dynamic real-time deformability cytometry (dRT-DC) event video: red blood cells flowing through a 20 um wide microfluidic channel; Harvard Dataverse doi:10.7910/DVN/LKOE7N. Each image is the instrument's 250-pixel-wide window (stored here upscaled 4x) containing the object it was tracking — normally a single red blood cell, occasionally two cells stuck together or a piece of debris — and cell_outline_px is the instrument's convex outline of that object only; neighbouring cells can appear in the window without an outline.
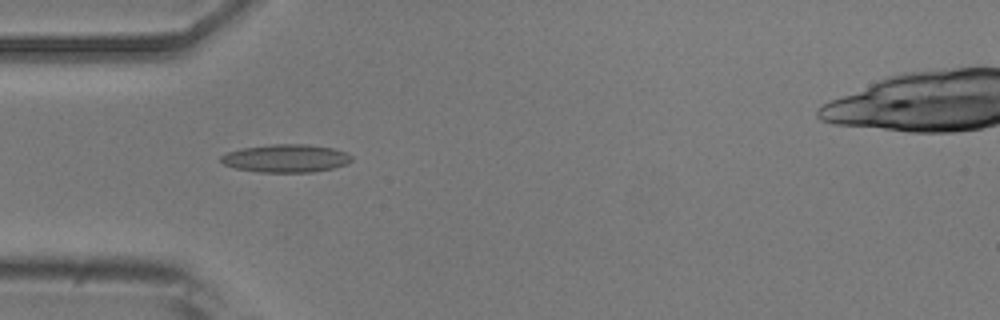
{"species": "common noctule bat (a hibernating species)", "species_latin": "Nyctalus noctula", "temperature_condition": "room temperature", "stored_images_in_passage": 2, "camera_frame_rate_fps": 3000, "um_per_image_px": 0.085, "animal": {"sex": "male", "body_mass_g": 20.5, "forearm_length_mm": 52.5}, "frame": {"image": 1, "passage_image": 1, "time_ms": 0.0, "image_size_px": [1000, 320], "cell_outline_px": [[352, 160], [348, 164], [332, 168], [312, 172], [260, 172], [236, 168], [224, 164], [220, 160], [220, 156], [228, 152], [240, 148], [272, 144], [304, 144], [332, 148], [344, 152], [352, 156]], "centroid_in_image_um": [24.29, 13.45], "position_along_channel_um": 60.7, "area_um2": 21.21}}
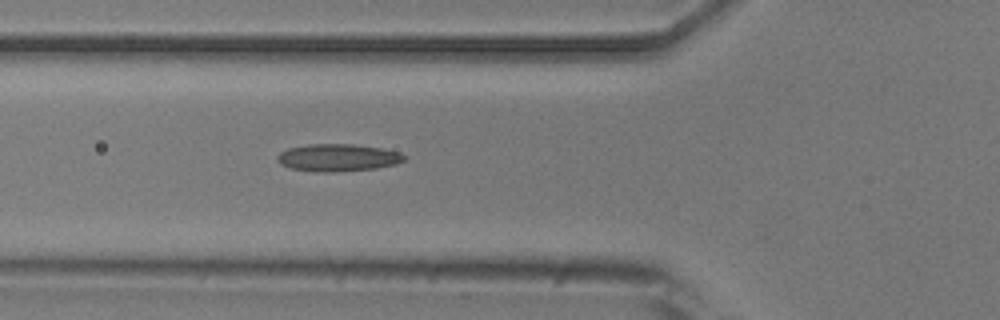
{"frame": {"image": 2, "passage_image": 2, "time_ms": 1.0, "image_size_px": [1000, 320], "cell_outline_px": [[408, 156], [404, 160], [396, 164], [376, 168], [332, 172], [320, 172], [292, 168], [280, 164], [276, 156], [280, 152], [288, 148], [308, 144], [352, 144], [380, 148], [400, 152]], "centroid_in_image_um": [28.73, 13.39], "position_along_channel_um": 97.1, "area_um2": 20.17}}